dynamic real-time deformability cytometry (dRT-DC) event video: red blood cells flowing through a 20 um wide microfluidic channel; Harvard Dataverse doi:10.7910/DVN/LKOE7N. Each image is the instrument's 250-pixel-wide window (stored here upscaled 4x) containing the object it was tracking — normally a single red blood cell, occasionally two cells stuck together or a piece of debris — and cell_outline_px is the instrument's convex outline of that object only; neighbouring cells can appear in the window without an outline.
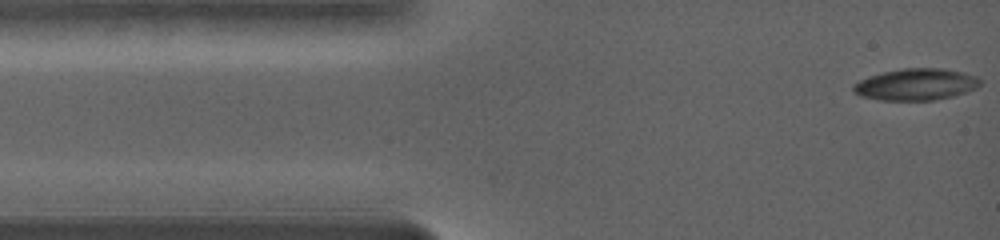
{"species": "common noctule bat (a hibernating species)", "species_latin": "Nyctalus noctula", "temperature_condition": "warm", "stored_images_in_passage": 58, "camera_frame_rate_fps": 5000, "um_per_image_px": 0.085, "animal": {"sex": "female", "body_mass_g": 19.0, "forearm_length_mm": 56.7}, "frame": {"image": 1, "passage_image": 1, "time_ms": 0.0, "image_size_px": [1000, 240], "cell_outline_px": [[980, 84], [976, 88], [952, 96], [932, 100], [880, 100], [864, 96], [856, 92], [852, 88], [856, 84], [872, 76], [888, 72], [912, 68], [932, 68], [956, 72], [972, 76], [980, 80]], "centroid_in_image_um": [77.87, 7.2], "position_along_channel_um": 7.1, "area_um2": 22.08}}
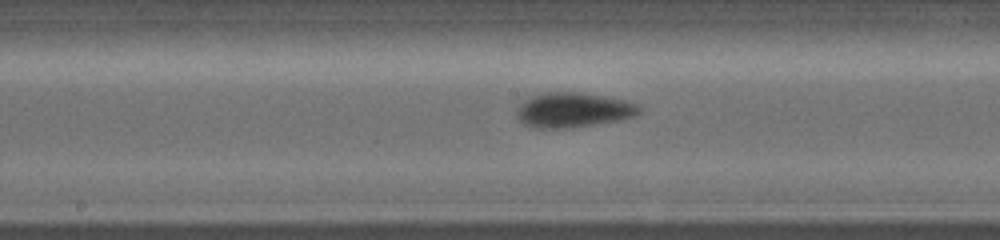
{"frame": {"image": 2, "passage_image": 20, "time_ms": 7.4, "image_size_px": [1000, 240], "cell_outline_px": [[636, 112], [628, 116], [580, 124], [528, 124], [520, 116], [520, 108], [532, 96], [544, 92], [576, 92], [616, 100], [628, 104], [636, 108]], "centroid_in_image_um": [48.63, 9.24], "position_along_channel_um": 199.6, "area_um2": 20.75}}
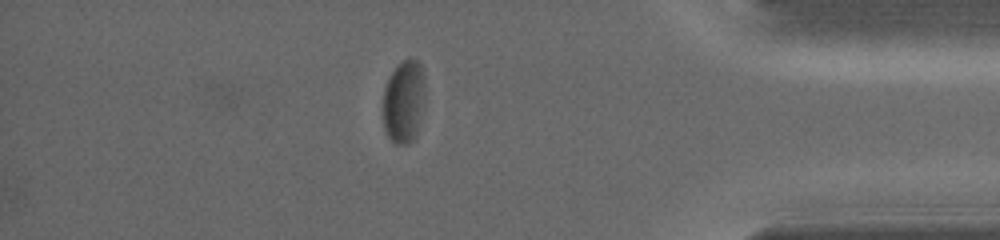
{"frame": {"image": 3, "passage_image": 43, "time_ms": 14.0, "image_size_px": [1000, 240], "cell_outline_px": [[420, 76], [412, 136], [404, 144], [396, 144], [388, 136], [384, 128], [384, 92], [388, 80], [392, 72], [404, 60], [416, 60], [420, 64]], "centroid_in_image_um": [34.14, 8.6], "position_along_channel_um": 401.1, "area_um2": 17.05}, "authors_computed_cell_mechanics": {"area_um2": 19.9121, "velocity_mm_per_s": 3.5423, "shape_relaxation_time_tau1_ms": 6.3974, "shape_relaxation_time_tau2_ms": null, "deformation_change_tau1": 0.1844, "deformation_change_tau2": null}}